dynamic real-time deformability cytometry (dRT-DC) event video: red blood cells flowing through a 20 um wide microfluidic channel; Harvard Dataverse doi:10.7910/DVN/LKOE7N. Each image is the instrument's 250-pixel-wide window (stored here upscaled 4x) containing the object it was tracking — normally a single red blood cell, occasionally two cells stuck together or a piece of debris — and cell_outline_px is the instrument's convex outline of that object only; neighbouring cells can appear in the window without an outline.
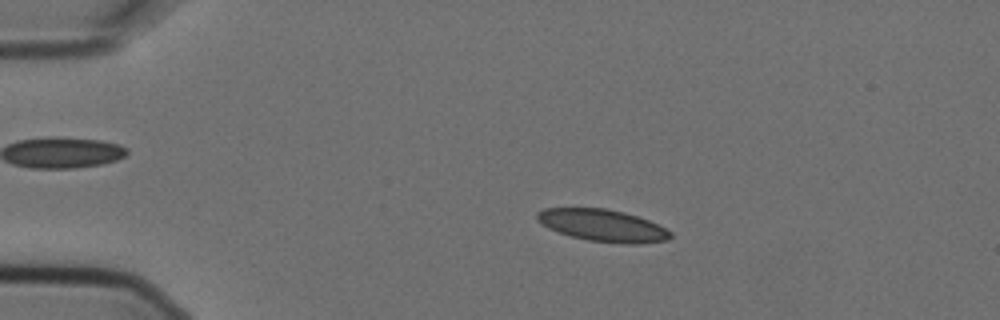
{"species": "Egyptian fruit bat (a non-hibernating species)", "species_latin": "Rousettus aegyptiacus", "temperature_condition": "cold", "stored_images_in_passage": 9, "camera_frame_rate_fps": 3000, "um_per_image_px": 0.085, "animal": {"sex": "female"}, "frame": {"image": 1, "passage_image": 3, "time_ms": 0.667, "image_size_px": [1000, 320], "cell_outline_px": [[672, 236], [668, 240], [640, 244], [620, 244], [588, 240], [572, 236], [548, 228], [536, 220], [536, 212], [544, 208], [604, 208], [624, 212], [648, 220], [672, 232]], "centroid_in_image_um": [51.22, 19.17], "position_along_channel_um": 33.8, "area_um2": 24.91}}
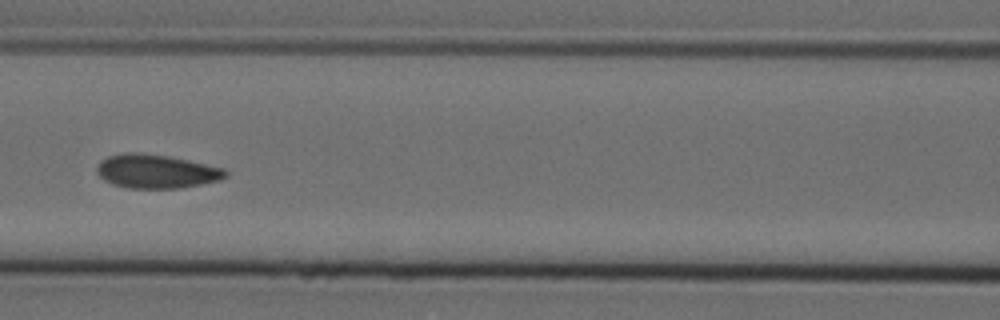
{"frame": {"image": 2, "passage_image": 7, "time_ms": 2.0, "image_size_px": [1000, 320], "cell_outline_px": [[228, 176], [220, 180], [180, 188], [128, 188], [112, 184], [104, 180], [96, 172], [96, 168], [100, 160], [108, 156], [128, 152], [140, 152], [168, 156], [188, 160], [224, 168], [228, 172]], "centroid_in_image_um": [13.27, 14.56], "position_along_channel_um": 153.3, "area_um2": 25.43}}
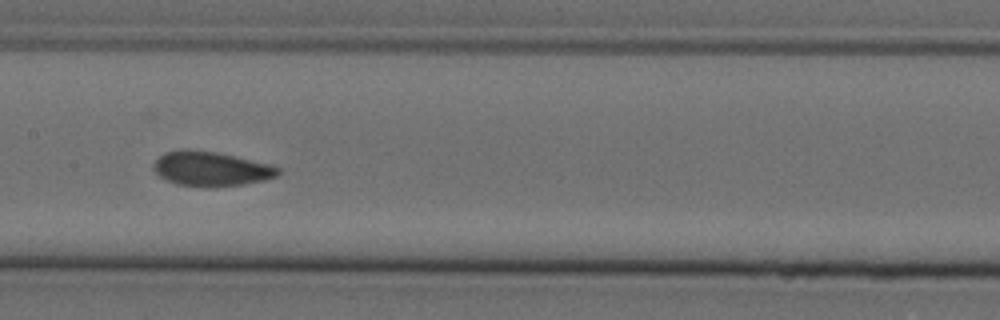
{"frame": {"image": 3, "passage_image": 8, "time_ms": 2.333, "image_size_px": [1000, 320], "cell_outline_px": [[280, 172], [276, 176], [264, 180], [244, 184], [212, 188], [176, 184], [160, 176], [152, 168], [152, 164], [164, 152], [184, 148], [216, 152], [236, 156], [268, 164], [280, 168]], "centroid_in_image_um": [17.91, 14.35], "position_along_channel_um": 189.5, "area_um2": 25.2}}